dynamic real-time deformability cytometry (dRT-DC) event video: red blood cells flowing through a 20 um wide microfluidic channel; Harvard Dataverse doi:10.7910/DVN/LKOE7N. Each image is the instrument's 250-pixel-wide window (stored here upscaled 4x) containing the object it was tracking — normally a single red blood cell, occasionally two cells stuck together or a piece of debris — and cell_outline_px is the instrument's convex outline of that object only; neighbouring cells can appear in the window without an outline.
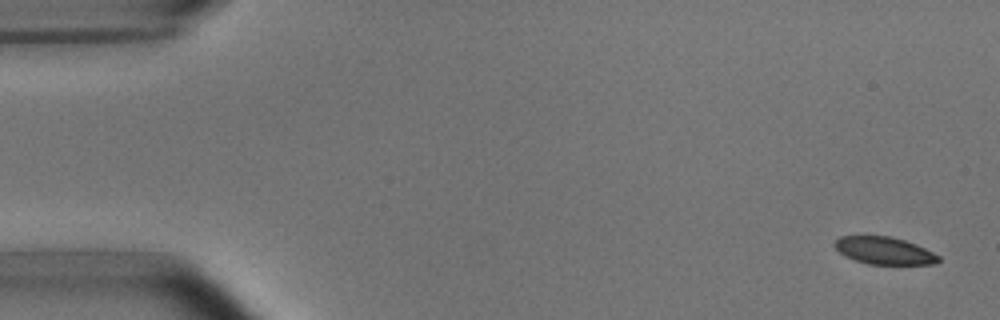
{"species": "common noctule bat (a hibernating species)", "species_latin": "Nyctalus noctula", "temperature_condition": "room temperature", "stored_images_in_passage": 5, "camera_frame_rate_fps": 3000, "um_per_image_px": 0.085, "animal": {"sex": "male", "body_mass_g": 15.6}, "frame": {"image": 1, "passage_image": 1, "time_ms": 0.0, "image_size_px": [1000, 320], "cell_outline_px": [[940, 260], [936, 264], [868, 264], [856, 260], [840, 252], [832, 244], [840, 236], [892, 236], [916, 244], [940, 256]], "centroid_in_image_um": [75.18, 21.3], "position_along_channel_um": 9.8, "area_um2": 16.42}}
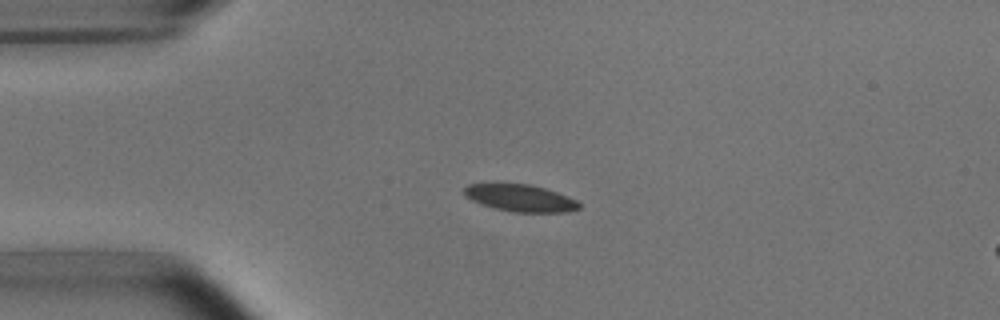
{"frame": {"image": 2, "passage_image": 4, "time_ms": 3.667, "image_size_px": [1000, 320], "cell_outline_px": [[580, 208], [568, 212], [512, 212], [492, 208], [480, 204], [464, 196], [464, 188], [468, 184], [532, 184], [568, 196], [576, 200], [580, 204]], "centroid_in_image_um": [44.22, 16.84], "position_along_channel_um": 40.8, "area_um2": 18.15}}